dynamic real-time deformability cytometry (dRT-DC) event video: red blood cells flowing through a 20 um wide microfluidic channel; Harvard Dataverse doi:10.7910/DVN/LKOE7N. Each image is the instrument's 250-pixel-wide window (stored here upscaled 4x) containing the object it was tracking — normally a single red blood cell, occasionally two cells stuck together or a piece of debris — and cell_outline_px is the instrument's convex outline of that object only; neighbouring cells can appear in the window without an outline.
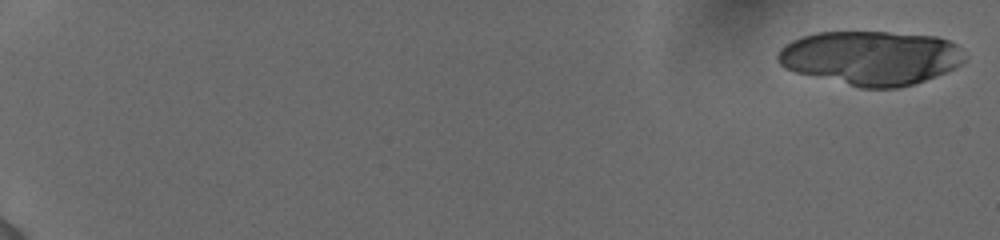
{"species": "human", "species_latin": "Homo sapiens", "temperature_condition": "cold", "stored_images_in_passage": 13, "camera_frame_rate_fps": 3000, "um_per_image_px": 0.085, "donor": {"sex": "female"}, "frame": {"image": 1, "passage_image": 1, "time_ms": 0.0, "image_size_px": [1000, 240], "cell_outline_px": [[968, 56], [960, 64], [944, 72], [924, 80], [912, 84], [896, 88], [860, 88], [796, 72], [784, 68], [776, 60], [776, 56], [780, 48], [784, 44], [792, 40], [804, 36], [820, 32], [888, 32], [936, 36], [948, 40], [956, 44]], "centroid_in_image_um": [74.0, 4.91], "position_along_channel_um": 11.0, "area_um2": 58.96}}